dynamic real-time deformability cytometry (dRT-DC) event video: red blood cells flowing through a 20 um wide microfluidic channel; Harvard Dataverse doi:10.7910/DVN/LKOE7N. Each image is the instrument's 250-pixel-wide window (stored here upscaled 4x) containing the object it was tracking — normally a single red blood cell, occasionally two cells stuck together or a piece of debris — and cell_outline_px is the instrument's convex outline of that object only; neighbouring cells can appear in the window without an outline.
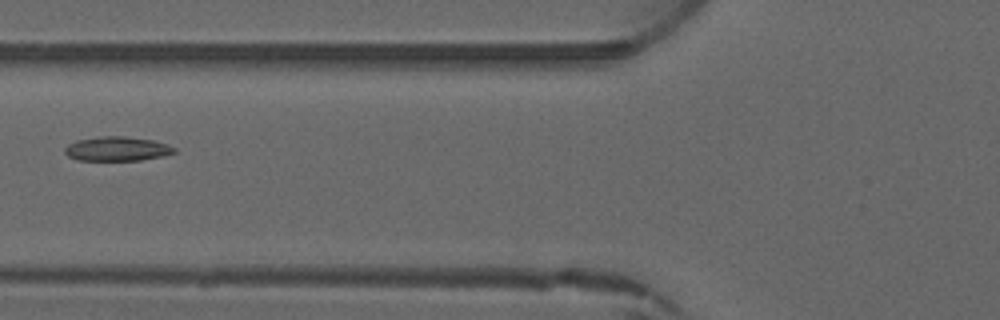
{"species": "common noctule bat (a hibernating species)", "species_latin": "Nyctalus noctula", "temperature_condition": "warm", "stored_images_in_passage": 3, "camera_frame_rate_fps": 3000, "um_per_image_px": 0.085, "animal": {"sex": "male", "forearm_length_mm": 52.5}, "frame": {"image": 1, "passage_image": 3, "time_ms": 2.333, "image_size_px": [1000, 320], "cell_outline_px": [[176, 152], [164, 156], [140, 160], [76, 160], [68, 156], [64, 152], [64, 148], [68, 144], [76, 140], [100, 136], [124, 136], [152, 140], [168, 144], [176, 148]], "centroid_in_image_um": [9.95, 12.65], "position_along_channel_um": 115.9, "area_um2": 15.61}}